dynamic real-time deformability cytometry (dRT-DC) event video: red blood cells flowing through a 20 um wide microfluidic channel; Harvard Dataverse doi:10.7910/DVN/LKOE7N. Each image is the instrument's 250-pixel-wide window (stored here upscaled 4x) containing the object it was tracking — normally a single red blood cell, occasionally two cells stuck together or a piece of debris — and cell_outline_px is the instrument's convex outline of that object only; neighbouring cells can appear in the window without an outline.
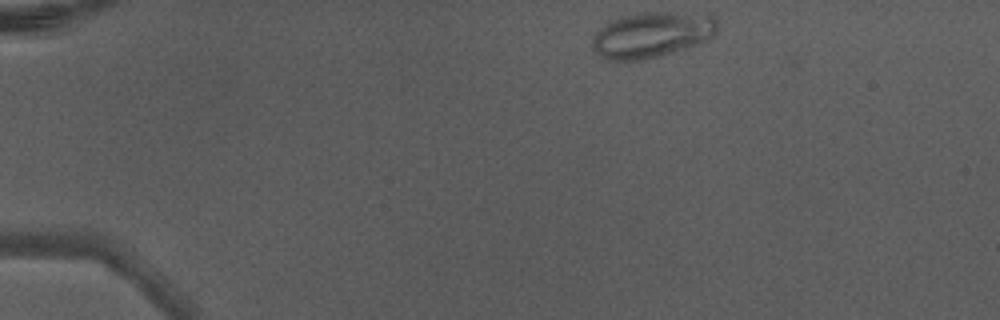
{"species": "Egyptian fruit bat (a non-hibernating species)", "species_latin": "Rousettus aegyptiacus", "temperature_condition": "warm", "stored_images_in_passage": 4, "camera_frame_rate_fps": 3000, "um_per_image_px": 0.085, "animal": {"sex": "male"}, "frame": {"image": 1, "passage_image": 1, "time_ms": 0.0, "image_size_px": [1000, 320], "cell_outline_px": [[716, 32], [708, 40], [660, 56], [644, 60], [608, 60], [600, 56], [592, 48], [592, 40], [596, 32], [604, 24], [612, 20], [624, 16], [652, 12], [708, 12], [716, 16]], "centroid_in_image_um": [55.45, 2.94], "position_along_channel_um": 29.6, "area_um2": 33.41}}